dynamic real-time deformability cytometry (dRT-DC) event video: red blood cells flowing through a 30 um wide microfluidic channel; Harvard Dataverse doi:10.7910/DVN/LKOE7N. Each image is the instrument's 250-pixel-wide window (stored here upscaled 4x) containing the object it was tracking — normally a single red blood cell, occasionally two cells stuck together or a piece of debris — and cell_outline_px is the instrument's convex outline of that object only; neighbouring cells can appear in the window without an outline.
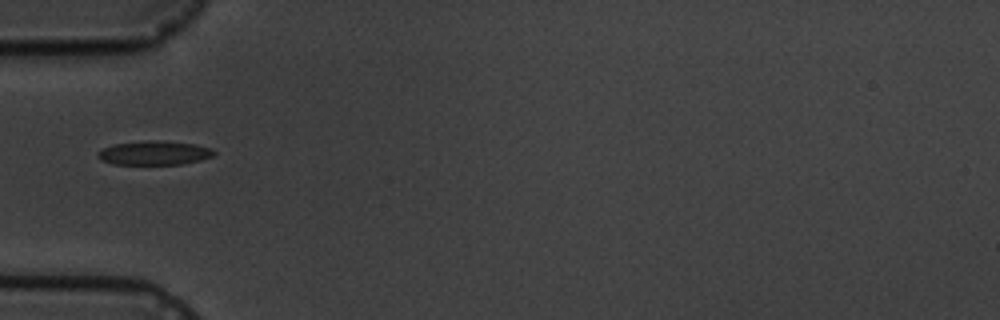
{"species": "common noctule bat (a hibernating species)", "species_latin": "Nyctalus noctula", "temperature_condition": "cold", "stored_images_in_passage": 13, "camera_frame_rate_fps": 3000, "um_per_image_px": 0.085, "animal": {"sex": "male", "body_mass_g": 19.5, "forearm_length_mm": 54.6}, "frame": {"image": 1, "passage_image": 3, "time_ms": 3.0, "image_size_px": [1000, 320], "cell_outline_px": [[216, 152], [212, 156], [200, 160], [180, 164], [112, 164], [100, 160], [96, 156], [104, 148], [112, 144], [144, 140], [160, 140], [196, 144], [212, 148]], "centroid_in_image_um": [13.11, 12.99], "position_along_channel_um": 71.9, "area_um2": 16.36}}
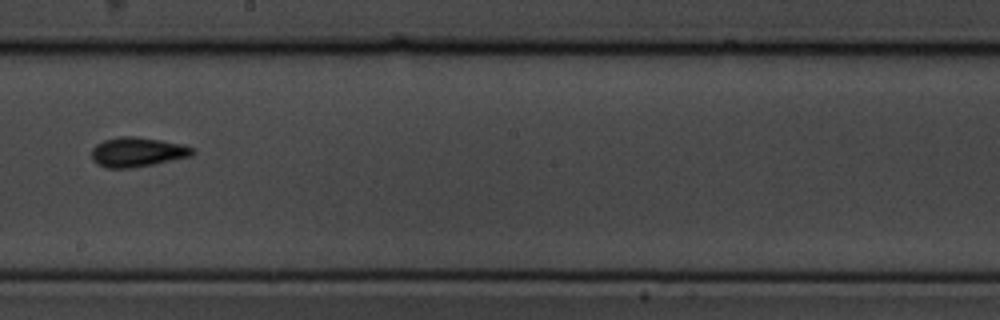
{"frame": {"image": 2, "passage_image": 7, "time_ms": 7.667, "image_size_px": [1000, 320], "cell_outline_px": [[196, 152], [192, 156], [152, 164], [128, 168], [104, 168], [96, 164], [92, 160], [92, 148], [96, 144], [104, 140], [120, 136], [136, 136], [184, 144], [192, 148]], "centroid_in_image_um": [11.66, 12.92], "position_along_channel_um": 236.5, "area_um2": 17.46}}
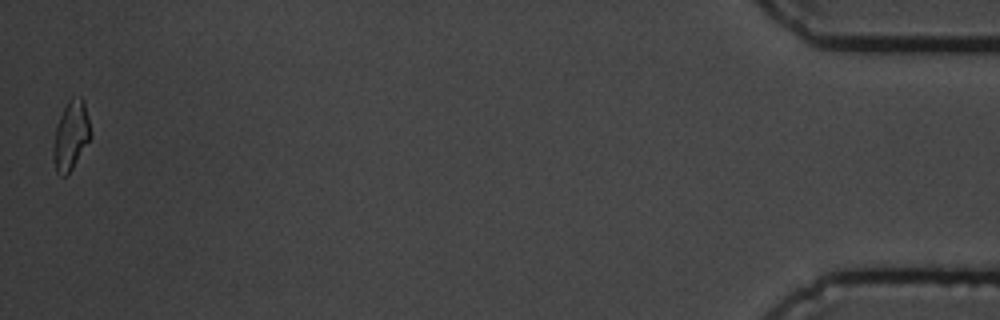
{"frame": {"image": 3, "passage_image": 13, "time_ms": 15.667, "image_size_px": [1000, 320], "cell_outline_px": [[92, 136], [72, 168], [64, 176], [60, 176], [56, 172], [52, 156], [52, 152], [56, 128], [60, 116], [68, 100], [72, 96], [80, 96], [84, 100], [92, 132]], "centroid_in_image_um": [6.04, 11.5], "position_along_channel_um": 429.2, "area_um2": 15.03}, "authors_computed_cell_mechanics": {"area_um2": 15.606, "velocity_mm_per_s": 3.5182, "shape_relaxation_time_tau1_ms": 3.9617, "shape_relaxation_time_tau2_ms": null, "deformation_change_tau1": 0.0826, "deformation_change_tau2": null}}